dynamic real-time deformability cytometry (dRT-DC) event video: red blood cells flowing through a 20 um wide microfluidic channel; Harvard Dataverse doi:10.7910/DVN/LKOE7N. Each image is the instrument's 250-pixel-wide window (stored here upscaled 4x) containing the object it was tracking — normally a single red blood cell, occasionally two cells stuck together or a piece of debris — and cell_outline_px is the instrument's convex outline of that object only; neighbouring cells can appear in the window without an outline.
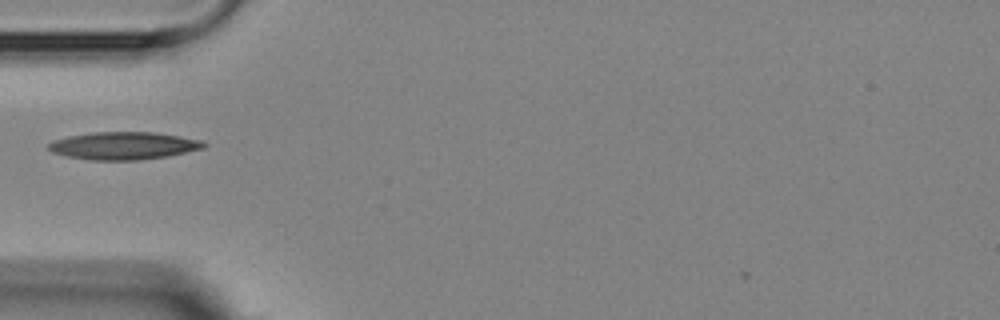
{"species": "Egyptian fruit bat (a non-hibernating species)", "species_latin": "Rousettus aegyptiacus", "temperature_condition": "room temperature", "stored_images_in_passage": 1, "camera_frame_rate_fps": 3000, "um_per_image_px": 0.085, "animal": {"sex": "female"}, "frame": {"image": 1, "passage_image": 1, "time_ms": 0.0, "image_size_px": [1000, 320], "cell_outline_px": [[208, 144], [204, 148], [168, 156], [140, 160], [92, 160], [68, 156], [52, 152], [48, 148], [48, 144], [52, 140], [68, 136], [92, 132], [152, 132], [180, 136], [204, 140]], "centroid_in_image_um": [10.53, 12.38], "position_along_channel_um": 74.5, "area_um2": 25.09}}